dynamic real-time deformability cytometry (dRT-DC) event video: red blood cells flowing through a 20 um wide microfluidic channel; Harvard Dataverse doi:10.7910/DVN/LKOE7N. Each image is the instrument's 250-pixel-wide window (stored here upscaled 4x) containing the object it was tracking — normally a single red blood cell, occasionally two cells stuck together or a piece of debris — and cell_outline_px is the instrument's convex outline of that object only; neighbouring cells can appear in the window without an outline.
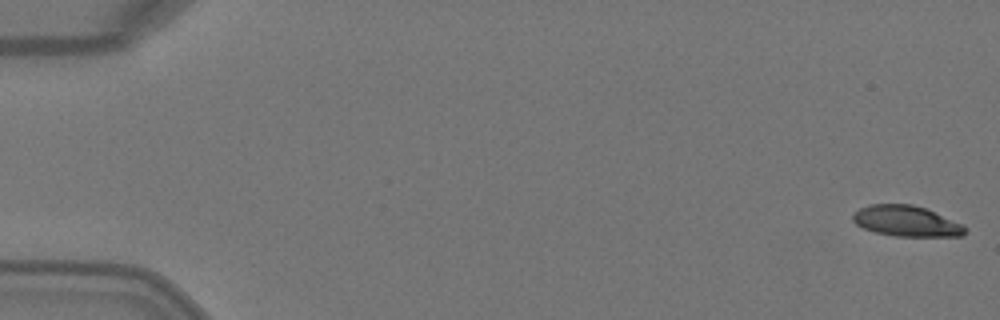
{"species": "Egyptian fruit bat (a non-hibernating species)", "species_latin": "Rousettus aegyptiacus", "temperature_condition": "warm", "stored_images_in_passage": 5, "camera_frame_rate_fps": 3000, "um_per_image_px": 0.085, "animal": {"sex": "female"}, "frame": {"image": 1, "passage_image": 1, "time_ms": 0.0, "image_size_px": [1000, 320], "cell_outline_px": [[968, 232], [964, 236], [896, 236], [876, 232], [864, 228], [856, 224], [852, 220], [852, 216], [860, 208], [868, 204], [912, 204], [924, 208], [964, 224], [968, 228]], "centroid_in_image_um": [77.09, 18.8], "position_along_channel_um": 7.9, "area_um2": 20.11}}